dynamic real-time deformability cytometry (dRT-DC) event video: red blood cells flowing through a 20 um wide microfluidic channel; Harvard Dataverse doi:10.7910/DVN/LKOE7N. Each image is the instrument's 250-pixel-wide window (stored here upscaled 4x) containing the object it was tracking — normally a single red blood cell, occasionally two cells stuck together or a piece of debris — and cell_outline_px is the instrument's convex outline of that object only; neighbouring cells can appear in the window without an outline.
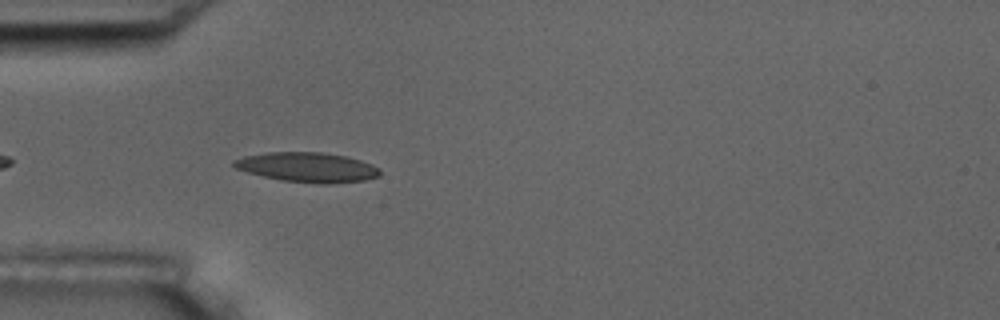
{"species": "common noctule bat (a hibernating species)", "species_latin": "Nyctalus noctula", "temperature_condition": "room temperature", "stored_images_in_passage": 3, "camera_frame_rate_fps": 3000, "um_per_image_px": 0.085, "animal": {"sex": "male", "body_mass_g": 17.5, "forearm_length_mm": 52.3}, "frame": {"image": 1, "passage_image": 3, "time_ms": 2.333, "image_size_px": [1000, 320], "cell_outline_px": [[380, 176], [364, 180], [332, 184], [320, 184], [280, 180], [248, 172], [236, 168], [232, 164], [232, 160], [244, 156], [268, 152], [320, 152], [348, 156], [372, 164], [380, 168]], "centroid_in_image_um": [26.16, 14.22], "position_along_channel_um": 58.8, "area_um2": 25.43}}